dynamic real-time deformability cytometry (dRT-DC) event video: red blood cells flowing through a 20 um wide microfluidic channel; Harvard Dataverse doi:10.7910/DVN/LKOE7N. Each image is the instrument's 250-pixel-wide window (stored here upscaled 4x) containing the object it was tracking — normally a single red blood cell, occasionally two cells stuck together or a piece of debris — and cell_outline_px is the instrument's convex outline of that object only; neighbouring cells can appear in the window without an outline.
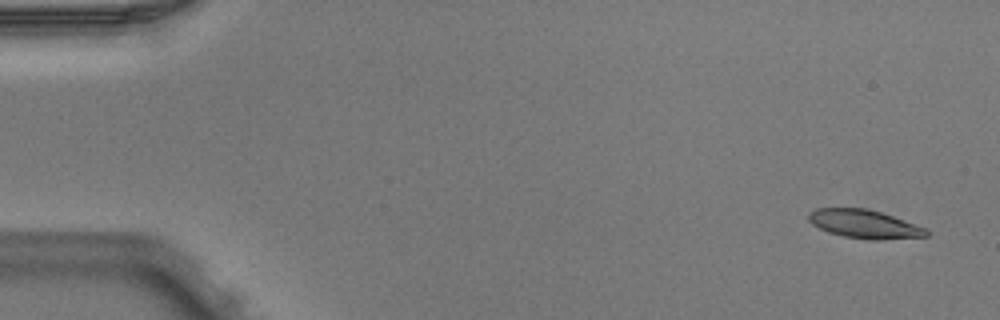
{"species": "Egyptian fruit bat (a non-hibernating species)", "species_latin": "Rousettus aegyptiacus", "temperature_condition": "warm", "stored_images_in_passage": 3, "segment_of_instrument_passage": [2, 2], "camera_frame_rate_fps": 3000, "um_per_image_px": 0.085, "animal": {"sex": "male"}, "frame": {"image": 1, "passage_image": 3, "time_ms": 0.667, "image_size_px": [1000, 320], "cell_outline_px": [[928, 236], [872, 240], [844, 236], [828, 232], [812, 224], [808, 220], [808, 212], [816, 208], [868, 208], [928, 228]], "centroid_in_image_um": [73.46, 19.03], "position_along_channel_um": 11.5, "area_um2": 19.48}}